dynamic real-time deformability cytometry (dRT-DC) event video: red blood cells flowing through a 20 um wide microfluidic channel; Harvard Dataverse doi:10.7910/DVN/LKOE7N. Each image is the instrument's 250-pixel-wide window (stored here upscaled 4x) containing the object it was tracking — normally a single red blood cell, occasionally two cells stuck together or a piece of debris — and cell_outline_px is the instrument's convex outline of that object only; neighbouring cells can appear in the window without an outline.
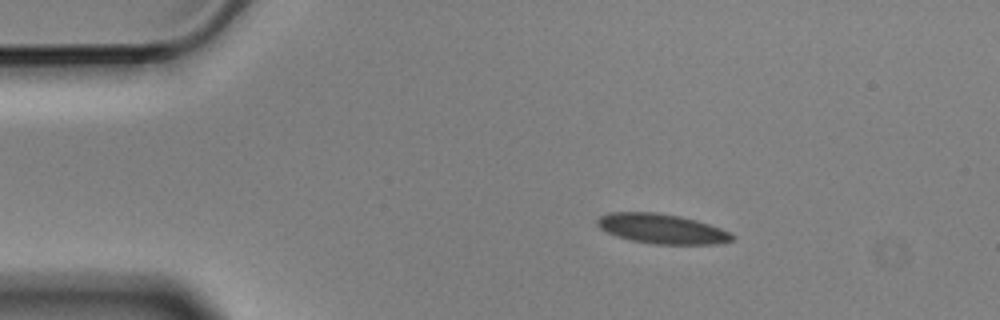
{"species": "Egyptian fruit bat (a non-hibernating species)", "species_latin": "Rousettus aegyptiacus", "temperature_condition": "cold", "stored_images_in_passage": 2, "camera_frame_rate_fps": 3000, "um_per_image_px": 0.085, "animal": {"sex": "male"}, "frame": {"image": 1, "passage_image": 1, "time_ms": 0.0, "image_size_px": [1000, 320], "cell_outline_px": [[736, 236], [732, 240], [716, 244], [656, 244], [632, 240], [616, 236], [600, 228], [596, 224], [596, 220], [600, 216], [608, 212], [656, 212], [680, 216], [696, 220], [720, 228]], "centroid_in_image_um": [56.23, 19.43], "position_along_channel_um": 28.8, "area_um2": 23.29}}